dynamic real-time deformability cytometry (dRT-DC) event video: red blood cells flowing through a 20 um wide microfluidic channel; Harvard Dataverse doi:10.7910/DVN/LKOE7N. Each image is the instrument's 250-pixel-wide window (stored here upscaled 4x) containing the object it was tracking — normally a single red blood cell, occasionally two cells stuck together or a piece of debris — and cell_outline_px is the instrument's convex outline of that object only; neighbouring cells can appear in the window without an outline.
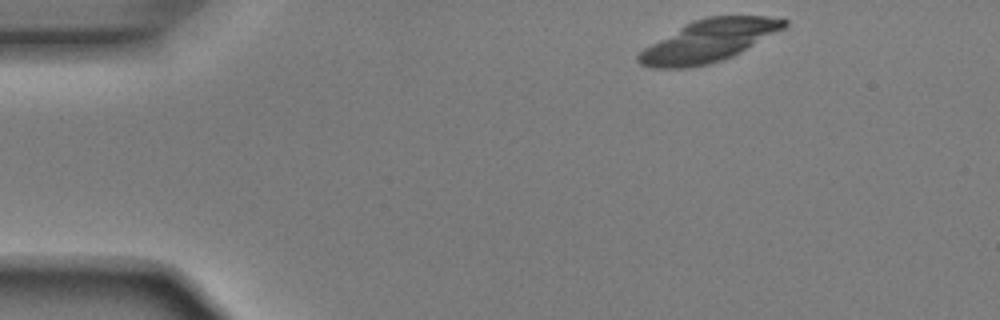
{"species": "Egyptian fruit bat (a non-hibernating species)", "species_latin": "Rousettus aegyptiacus", "temperature_condition": "room temperature", "stored_images_in_passage": 19, "camera_frame_rate_fps": 3000, "um_per_image_px": 0.085, "animal": {"sex": "male"}, "frame": {"image": 1, "passage_image": 1, "time_ms": 0.0, "image_size_px": [1000, 320], "cell_outline_px": [[788, 24], [784, 28], [740, 52], [732, 56], [708, 64], [688, 68], [652, 68], [640, 64], [636, 60], [636, 56], [644, 48], [692, 20], [708, 16], [768, 16], [788, 20]], "centroid_in_image_um": [60.23, 3.47], "position_along_channel_um": 24.8, "area_um2": 35.32}}